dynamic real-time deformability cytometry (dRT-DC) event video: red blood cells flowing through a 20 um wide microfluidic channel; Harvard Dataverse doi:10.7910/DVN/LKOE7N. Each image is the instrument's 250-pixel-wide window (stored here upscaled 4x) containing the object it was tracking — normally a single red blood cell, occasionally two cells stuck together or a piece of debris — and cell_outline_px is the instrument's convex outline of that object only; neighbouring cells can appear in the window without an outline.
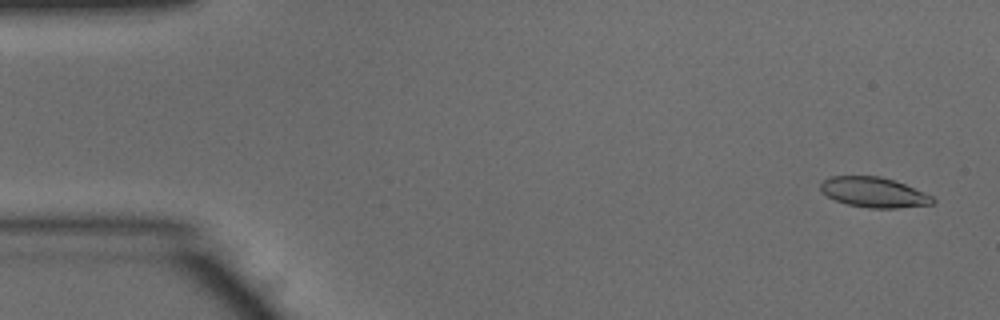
{"species": "common noctule bat (a hibernating species)", "species_latin": "Nyctalus noctula", "temperature_condition": "warm", "stored_images_in_passage": 50, "camera_frame_rate_fps": 3000, "um_per_image_px": 0.085, "animal": {"sex": "male", "body_mass_g": 15.6}, "frame": {"image": 1, "passage_image": 2, "time_ms": 0.333, "image_size_px": [1000, 320], "cell_outline_px": [[936, 200], [932, 204], [896, 208], [868, 208], [848, 204], [836, 200], [828, 196], [820, 188], [820, 184], [824, 180], [832, 176], [880, 176], [904, 184], [932, 196]], "centroid_in_image_um": [74.28, 16.35], "position_along_channel_um": 10.7, "area_um2": 19.36}}
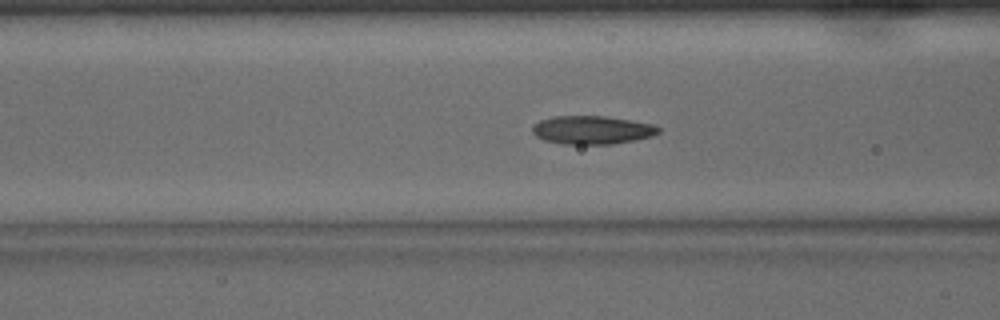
{"frame": {"image": 2, "passage_image": 19, "time_ms": 6.0, "image_size_px": [1000, 320], "cell_outline_px": [[660, 132], [652, 136], [636, 140], [612, 144], [564, 144], [544, 140], [536, 136], [532, 132], [532, 124], [540, 120], [552, 116], [604, 116], [652, 124], [660, 128]], "centroid_in_image_um": [50.3, 11.05], "position_along_channel_um": 116.3, "area_um2": 20.87}}
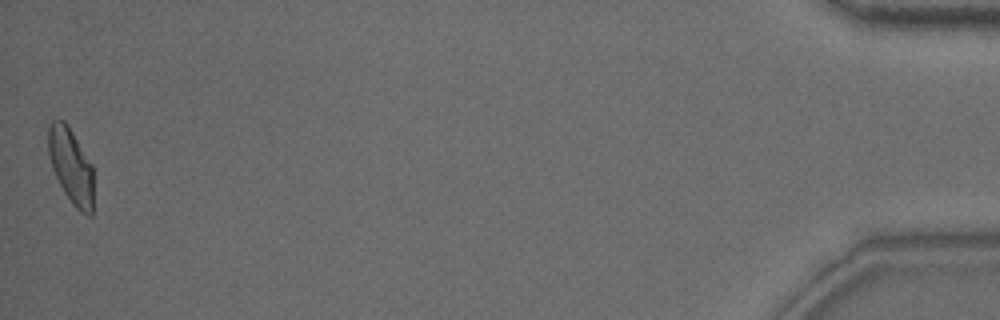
{"frame": {"image": 3, "passage_image": 50, "time_ms": 16.333, "image_size_px": [1000, 320], "cell_outline_px": [[92, 216], [88, 216], [80, 212], [72, 204], [64, 192], [52, 168], [48, 152], [48, 128], [52, 120], [64, 120], [68, 124], [92, 164]], "centroid_in_image_um": [6.03, 14.09], "position_along_channel_um": 429.2, "area_um2": 19.83}, "authors_computed_cell_mechanics": {"area_um2": 20.23, "velocity_mm_per_s": 3.969, "shape_relaxation_time_tau1_ms": 4.0419, "shape_relaxation_time_tau2_ms": 1.5361, "deformation_change_tau1": 0.1448, "deformation_change_tau2": 0.0732}}